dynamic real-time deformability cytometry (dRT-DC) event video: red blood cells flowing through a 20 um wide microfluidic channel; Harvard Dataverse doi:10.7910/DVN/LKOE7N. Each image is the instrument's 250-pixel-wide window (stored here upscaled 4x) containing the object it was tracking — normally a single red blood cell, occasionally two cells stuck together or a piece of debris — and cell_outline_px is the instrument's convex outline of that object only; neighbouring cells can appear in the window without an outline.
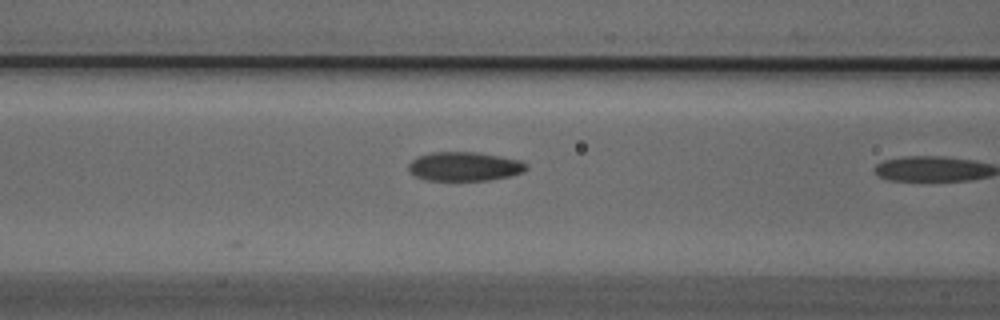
{"species": "Egyptian fruit bat (a non-hibernating species)", "species_latin": "Rousettus aegyptiacus", "temperature_condition": "cold", "stored_images_in_passage": 7, "camera_frame_rate_fps": 3000, "um_per_image_px": 0.085, "animal": {"sex": "male"}, "frame": {"image": 1, "passage_image": 7, "time_ms": 2.0, "image_size_px": [1000, 320], "cell_outline_px": [[528, 168], [524, 172], [508, 176], [488, 180], [428, 180], [416, 176], [408, 168], [408, 164], [416, 156], [432, 152], [476, 152], [500, 156], [520, 160], [528, 164]], "centroid_in_image_um": [39.49, 14.14], "position_along_channel_um": 127.1, "area_um2": 19.88}}